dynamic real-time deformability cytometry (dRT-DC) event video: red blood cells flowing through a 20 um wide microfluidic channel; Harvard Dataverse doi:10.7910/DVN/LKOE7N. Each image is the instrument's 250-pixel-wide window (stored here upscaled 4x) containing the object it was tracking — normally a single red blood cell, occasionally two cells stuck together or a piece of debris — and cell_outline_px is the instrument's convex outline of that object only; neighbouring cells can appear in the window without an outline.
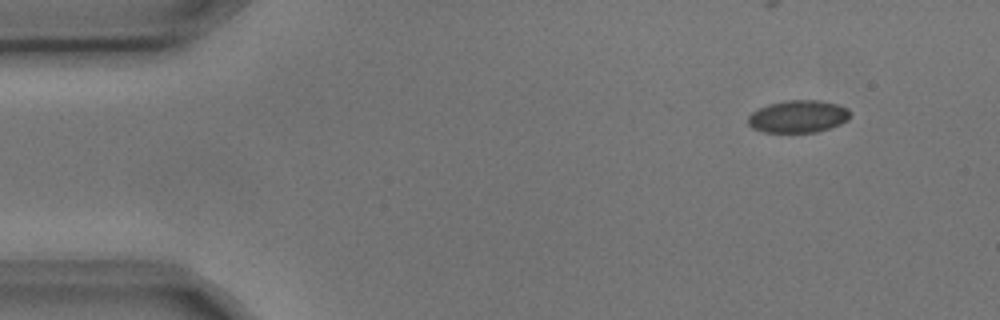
{"species": "common noctule bat (a hibernating species)", "species_latin": "Nyctalus noctula", "temperature_condition": "cold", "stored_images_in_passage": 3, "camera_frame_rate_fps": 3000, "um_per_image_px": 0.085, "animal": {"sex": "male", "body_mass_g": 17.9, "forearm_length_mm": 54.2}, "frame": {"image": 1, "passage_image": 1, "time_ms": 0.0, "image_size_px": [1000, 320], "cell_outline_px": [[848, 120], [840, 124], [816, 132], [764, 132], [752, 128], [748, 124], [748, 116], [752, 112], [768, 104], [784, 100], [820, 100], [836, 104], [848, 108]], "centroid_in_image_um": [67.81, 9.89], "position_along_channel_um": 17.2, "area_um2": 19.19}}
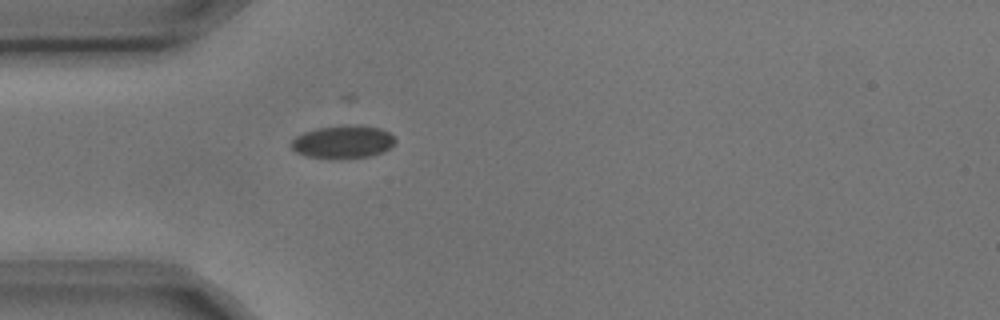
{"frame": {"image": 2, "passage_image": 3, "time_ms": 0.667, "image_size_px": [1000, 320], "cell_outline_px": [[396, 140], [384, 152], [372, 156], [304, 156], [296, 152], [288, 144], [296, 136], [304, 132], [316, 128], [356, 124], [380, 128], [396, 136]], "centroid_in_image_um": [29.16, 12.01], "position_along_channel_um": 55.8, "area_um2": 19.48}}